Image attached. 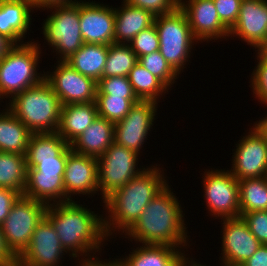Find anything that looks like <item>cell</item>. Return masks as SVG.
Masks as SVG:
<instances>
[{
  "label": "cell",
  "instance_id": "7c38bea8",
  "mask_svg": "<svg viewBox=\"0 0 267 266\" xmlns=\"http://www.w3.org/2000/svg\"><path fill=\"white\" fill-rule=\"evenodd\" d=\"M59 65L52 74L45 75L61 105L96 102L97 82L92 78L80 74L65 61H58Z\"/></svg>",
  "mask_w": 267,
  "mask_h": 266
},
{
  "label": "cell",
  "instance_id": "4fadbf2b",
  "mask_svg": "<svg viewBox=\"0 0 267 266\" xmlns=\"http://www.w3.org/2000/svg\"><path fill=\"white\" fill-rule=\"evenodd\" d=\"M157 102L139 100L134 103L129 113L114 127V142L139 154L141 145L153 126Z\"/></svg>",
  "mask_w": 267,
  "mask_h": 266
},
{
  "label": "cell",
  "instance_id": "ee69618b",
  "mask_svg": "<svg viewBox=\"0 0 267 266\" xmlns=\"http://www.w3.org/2000/svg\"><path fill=\"white\" fill-rule=\"evenodd\" d=\"M30 2L33 5L34 8H44L45 7L48 9L50 6L54 5H67V4H72L75 3V1L72 0H30Z\"/></svg>",
  "mask_w": 267,
  "mask_h": 266
},
{
  "label": "cell",
  "instance_id": "d590c367",
  "mask_svg": "<svg viewBox=\"0 0 267 266\" xmlns=\"http://www.w3.org/2000/svg\"><path fill=\"white\" fill-rule=\"evenodd\" d=\"M137 58L159 50V38L155 25L142 30L129 43Z\"/></svg>",
  "mask_w": 267,
  "mask_h": 266
},
{
  "label": "cell",
  "instance_id": "9a60e30c",
  "mask_svg": "<svg viewBox=\"0 0 267 266\" xmlns=\"http://www.w3.org/2000/svg\"><path fill=\"white\" fill-rule=\"evenodd\" d=\"M65 250L52 223L44 217L36 226L29 245L17 258L18 266H59Z\"/></svg>",
  "mask_w": 267,
  "mask_h": 266
},
{
  "label": "cell",
  "instance_id": "9c48e42d",
  "mask_svg": "<svg viewBox=\"0 0 267 266\" xmlns=\"http://www.w3.org/2000/svg\"><path fill=\"white\" fill-rule=\"evenodd\" d=\"M48 205L21 195L0 225L7 247L18 258L29 245L36 226L43 220Z\"/></svg>",
  "mask_w": 267,
  "mask_h": 266
},
{
  "label": "cell",
  "instance_id": "30bf717a",
  "mask_svg": "<svg viewBox=\"0 0 267 266\" xmlns=\"http://www.w3.org/2000/svg\"><path fill=\"white\" fill-rule=\"evenodd\" d=\"M138 153L115 142L99 157L98 188L103 199L127 184L143 170L136 169ZM141 170V171H140Z\"/></svg>",
  "mask_w": 267,
  "mask_h": 266
},
{
  "label": "cell",
  "instance_id": "6da1fadb",
  "mask_svg": "<svg viewBox=\"0 0 267 266\" xmlns=\"http://www.w3.org/2000/svg\"><path fill=\"white\" fill-rule=\"evenodd\" d=\"M166 185L145 207L125 235L144 244L187 246L183 211ZM180 245V246H179Z\"/></svg>",
  "mask_w": 267,
  "mask_h": 266
},
{
  "label": "cell",
  "instance_id": "bcb514c9",
  "mask_svg": "<svg viewBox=\"0 0 267 266\" xmlns=\"http://www.w3.org/2000/svg\"><path fill=\"white\" fill-rule=\"evenodd\" d=\"M14 46L5 36L0 34V59Z\"/></svg>",
  "mask_w": 267,
  "mask_h": 266
},
{
  "label": "cell",
  "instance_id": "d4e9b609",
  "mask_svg": "<svg viewBox=\"0 0 267 266\" xmlns=\"http://www.w3.org/2000/svg\"><path fill=\"white\" fill-rule=\"evenodd\" d=\"M185 256L177 247L145 244L118 262L121 266H182Z\"/></svg>",
  "mask_w": 267,
  "mask_h": 266
},
{
  "label": "cell",
  "instance_id": "74e56055",
  "mask_svg": "<svg viewBox=\"0 0 267 266\" xmlns=\"http://www.w3.org/2000/svg\"><path fill=\"white\" fill-rule=\"evenodd\" d=\"M150 12L154 17L171 14L179 7V0H123Z\"/></svg>",
  "mask_w": 267,
  "mask_h": 266
},
{
  "label": "cell",
  "instance_id": "e575fe53",
  "mask_svg": "<svg viewBox=\"0 0 267 266\" xmlns=\"http://www.w3.org/2000/svg\"><path fill=\"white\" fill-rule=\"evenodd\" d=\"M96 95H110L127 98L133 104L139 101L134 93L128 76L102 77L97 82Z\"/></svg>",
  "mask_w": 267,
  "mask_h": 266
},
{
  "label": "cell",
  "instance_id": "4316f807",
  "mask_svg": "<svg viewBox=\"0 0 267 266\" xmlns=\"http://www.w3.org/2000/svg\"><path fill=\"white\" fill-rule=\"evenodd\" d=\"M31 135L8 108L0 114V151L25 155Z\"/></svg>",
  "mask_w": 267,
  "mask_h": 266
},
{
  "label": "cell",
  "instance_id": "f35d334b",
  "mask_svg": "<svg viewBox=\"0 0 267 266\" xmlns=\"http://www.w3.org/2000/svg\"><path fill=\"white\" fill-rule=\"evenodd\" d=\"M257 67L252 72V88L256 97L264 104H267V60L257 52Z\"/></svg>",
  "mask_w": 267,
  "mask_h": 266
},
{
  "label": "cell",
  "instance_id": "7a4b0ae2",
  "mask_svg": "<svg viewBox=\"0 0 267 266\" xmlns=\"http://www.w3.org/2000/svg\"><path fill=\"white\" fill-rule=\"evenodd\" d=\"M53 204L48 205L45 217L52 223L66 253L71 251L72 257L83 253L86 257L88 252L101 249V242L107 237L104 219L73 200Z\"/></svg>",
  "mask_w": 267,
  "mask_h": 266
},
{
  "label": "cell",
  "instance_id": "83f0119b",
  "mask_svg": "<svg viewBox=\"0 0 267 266\" xmlns=\"http://www.w3.org/2000/svg\"><path fill=\"white\" fill-rule=\"evenodd\" d=\"M27 181L26 156L0 151V188L23 195Z\"/></svg>",
  "mask_w": 267,
  "mask_h": 266
},
{
  "label": "cell",
  "instance_id": "cb8c5ba5",
  "mask_svg": "<svg viewBox=\"0 0 267 266\" xmlns=\"http://www.w3.org/2000/svg\"><path fill=\"white\" fill-rule=\"evenodd\" d=\"M121 9L114 8V43L128 44L142 30L154 24L155 17L142 8L123 2Z\"/></svg>",
  "mask_w": 267,
  "mask_h": 266
},
{
  "label": "cell",
  "instance_id": "7402d4cb",
  "mask_svg": "<svg viewBox=\"0 0 267 266\" xmlns=\"http://www.w3.org/2000/svg\"><path fill=\"white\" fill-rule=\"evenodd\" d=\"M97 117L96 102L63 105L57 133L70 145Z\"/></svg>",
  "mask_w": 267,
  "mask_h": 266
},
{
  "label": "cell",
  "instance_id": "ac0fdd59",
  "mask_svg": "<svg viewBox=\"0 0 267 266\" xmlns=\"http://www.w3.org/2000/svg\"><path fill=\"white\" fill-rule=\"evenodd\" d=\"M186 3L179 0V8L187 16L197 41L229 37L230 30L221 22L213 0H189Z\"/></svg>",
  "mask_w": 267,
  "mask_h": 266
},
{
  "label": "cell",
  "instance_id": "c3c4849f",
  "mask_svg": "<svg viewBox=\"0 0 267 266\" xmlns=\"http://www.w3.org/2000/svg\"><path fill=\"white\" fill-rule=\"evenodd\" d=\"M257 51L267 60V40L257 49Z\"/></svg>",
  "mask_w": 267,
  "mask_h": 266
},
{
  "label": "cell",
  "instance_id": "484cf974",
  "mask_svg": "<svg viewBox=\"0 0 267 266\" xmlns=\"http://www.w3.org/2000/svg\"><path fill=\"white\" fill-rule=\"evenodd\" d=\"M108 48L109 45L84 43L65 62L80 74L98 82L103 77Z\"/></svg>",
  "mask_w": 267,
  "mask_h": 266
},
{
  "label": "cell",
  "instance_id": "f546056e",
  "mask_svg": "<svg viewBox=\"0 0 267 266\" xmlns=\"http://www.w3.org/2000/svg\"><path fill=\"white\" fill-rule=\"evenodd\" d=\"M240 213L267 211V176L239 180Z\"/></svg>",
  "mask_w": 267,
  "mask_h": 266
},
{
  "label": "cell",
  "instance_id": "836d02e7",
  "mask_svg": "<svg viewBox=\"0 0 267 266\" xmlns=\"http://www.w3.org/2000/svg\"><path fill=\"white\" fill-rule=\"evenodd\" d=\"M138 62L151 74L159 78L168 88L175 82L177 75L179 76L159 50L139 57Z\"/></svg>",
  "mask_w": 267,
  "mask_h": 266
},
{
  "label": "cell",
  "instance_id": "8992f818",
  "mask_svg": "<svg viewBox=\"0 0 267 266\" xmlns=\"http://www.w3.org/2000/svg\"><path fill=\"white\" fill-rule=\"evenodd\" d=\"M154 25L159 38V52L169 65L180 74L189 58L194 41L185 13L178 7L171 14L156 16Z\"/></svg>",
  "mask_w": 267,
  "mask_h": 266
},
{
  "label": "cell",
  "instance_id": "d6986e66",
  "mask_svg": "<svg viewBox=\"0 0 267 266\" xmlns=\"http://www.w3.org/2000/svg\"><path fill=\"white\" fill-rule=\"evenodd\" d=\"M66 202L72 201L71 194H90L99 191L98 160L74 152L68 154L63 176ZM68 194V195H67Z\"/></svg>",
  "mask_w": 267,
  "mask_h": 266
},
{
  "label": "cell",
  "instance_id": "5b68a950",
  "mask_svg": "<svg viewBox=\"0 0 267 266\" xmlns=\"http://www.w3.org/2000/svg\"><path fill=\"white\" fill-rule=\"evenodd\" d=\"M19 44L0 59V95L3 99L10 95L9 98H13L45 79V73L40 76L36 69L41 53L39 45L32 41Z\"/></svg>",
  "mask_w": 267,
  "mask_h": 266
},
{
  "label": "cell",
  "instance_id": "ab89813d",
  "mask_svg": "<svg viewBox=\"0 0 267 266\" xmlns=\"http://www.w3.org/2000/svg\"><path fill=\"white\" fill-rule=\"evenodd\" d=\"M221 22L231 30L236 24L242 0H213Z\"/></svg>",
  "mask_w": 267,
  "mask_h": 266
},
{
  "label": "cell",
  "instance_id": "44dd1931",
  "mask_svg": "<svg viewBox=\"0 0 267 266\" xmlns=\"http://www.w3.org/2000/svg\"><path fill=\"white\" fill-rule=\"evenodd\" d=\"M30 0H0V34L17 45L29 30Z\"/></svg>",
  "mask_w": 267,
  "mask_h": 266
},
{
  "label": "cell",
  "instance_id": "4dcf8cb0",
  "mask_svg": "<svg viewBox=\"0 0 267 266\" xmlns=\"http://www.w3.org/2000/svg\"><path fill=\"white\" fill-rule=\"evenodd\" d=\"M134 93L139 100L157 102L167 86L137 62L128 74Z\"/></svg>",
  "mask_w": 267,
  "mask_h": 266
},
{
  "label": "cell",
  "instance_id": "ba28073f",
  "mask_svg": "<svg viewBox=\"0 0 267 266\" xmlns=\"http://www.w3.org/2000/svg\"><path fill=\"white\" fill-rule=\"evenodd\" d=\"M48 8L55 10L44 21L43 34L49 45L60 55L61 61H65L84 44L80 29L79 1Z\"/></svg>",
  "mask_w": 267,
  "mask_h": 266
},
{
  "label": "cell",
  "instance_id": "7bdbcfd3",
  "mask_svg": "<svg viewBox=\"0 0 267 266\" xmlns=\"http://www.w3.org/2000/svg\"><path fill=\"white\" fill-rule=\"evenodd\" d=\"M241 266H267V245L262 244Z\"/></svg>",
  "mask_w": 267,
  "mask_h": 266
},
{
  "label": "cell",
  "instance_id": "277c9868",
  "mask_svg": "<svg viewBox=\"0 0 267 266\" xmlns=\"http://www.w3.org/2000/svg\"><path fill=\"white\" fill-rule=\"evenodd\" d=\"M9 106L32 134L57 132L62 105L45 79L15 95Z\"/></svg>",
  "mask_w": 267,
  "mask_h": 266
},
{
  "label": "cell",
  "instance_id": "1f68e13d",
  "mask_svg": "<svg viewBox=\"0 0 267 266\" xmlns=\"http://www.w3.org/2000/svg\"><path fill=\"white\" fill-rule=\"evenodd\" d=\"M137 62L138 58L129 44H110L103 77L128 76Z\"/></svg>",
  "mask_w": 267,
  "mask_h": 266
},
{
  "label": "cell",
  "instance_id": "681fc988",
  "mask_svg": "<svg viewBox=\"0 0 267 266\" xmlns=\"http://www.w3.org/2000/svg\"><path fill=\"white\" fill-rule=\"evenodd\" d=\"M188 263V264H187ZM182 266H205V265H201V264H198L197 262L195 261H190L188 260L187 258L183 261V265Z\"/></svg>",
  "mask_w": 267,
  "mask_h": 266
},
{
  "label": "cell",
  "instance_id": "ffe728a7",
  "mask_svg": "<svg viewBox=\"0 0 267 266\" xmlns=\"http://www.w3.org/2000/svg\"><path fill=\"white\" fill-rule=\"evenodd\" d=\"M239 36L259 48L267 40V0H242L236 24L229 36Z\"/></svg>",
  "mask_w": 267,
  "mask_h": 266
},
{
  "label": "cell",
  "instance_id": "3957f363",
  "mask_svg": "<svg viewBox=\"0 0 267 266\" xmlns=\"http://www.w3.org/2000/svg\"><path fill=\"white\" fill-rule=\"evenodd\" d=\"M161 172L160 168L155 166L143 168L139 175L103 200L104 206L109 209L110 217L108 220L104 219L107 237L112 235V229L116 231L117 228L123 230V233L126 232L137 221L149 202L168 184Z\"/></svg>",
  "mask_w": 267,
  "mask_h": 266
},
{
  "label": "cell",
  "instance_id": "b9f144b4",
  "mask_svg": "<svg viewBox=\"0 0 267 266\" xmlns=\"http://www.w3.org/2000/svg\"><path fill=\"white\" fill-rule=\"evenodd\" d=\"M0 264L4 266H16L17 257L9 250L0 226Z\"/></svg>",
  "mask_w": 267,
  "mask_h": 266
},
{
  "label": "cell",
  "instance_id": "5bb4252c",
  "mask_svg": "<svg viewBox=\"0 0 267 266\" xmlns=\"http://www.w3.org/2000/svg\"><path fill=\"white\" fill-rule=\"evenodd\" d=\"M236 148L230 173L238 181L267 176V141L256 127L251 128Z\"/></svg>",
  "mask_w": 267,
  "mask_h": 266
},
{
  "label": "cell",
  "instance_id": "603a6c76",
  "mask_svg": "<svg viewBox=\"0 0 267 266\" xmlns=\"http://www.w3.org/2000/svg\"><path fill=\"white\" fill-rule=\"evenodd\" d=\"M115 124L97 119L70 145L74 152L99 158L114 143Z\"/></svg>",
  "mask_w": 267,
  "mask_h": 266
},
{
  "label": "cell",
  "instance_id": "60d3db41",
  "mask_svg": "<svg viewBox=\"0 0 267 266\" xmlns=\"http://www.w3.org/2000/svg\"><path fill=\"white\" fill-rule=\"evenodd\" d=\"M20 196L21 194L19 192L0 188V225L4 222L13 204Z\"/></svg>",
  "mask_w": 267,
  "mask_h": 266
},
{
  "label": "cell",
  "instance_id": "f6af8a7d",
  "mask_svg": "<svg viewBox=\"0 0 267 266\" xmlns=\"http://www.w3.org/2000/svg\"><path fill=\"white\" fill-rule=\"evenodd\" d=\"M91 259V260H90ZM84 261H82L81 266H121L118 262V259H116L115 261H109L108 263L103 262V261H99L97 258L96 259H92L91 257L88 259H83ZM94 260V261H93ZM103 262V263H102Z\"/></svg>",
  "mask_w": 267,
  "mask_h": 266
},
{
  "label": "cell",
  "instance_id": "52a82bcc",
  "mask_svg": "<svg viewBox=\"0 0 267 266\" xmlns=\"http://www.w3.org/2000/svg\"><path fill=\"white\" fill-rule=\"evenodd\" d=\"M71 151L72 148L69 145L58 157L38 159V164L33 168H27L23 196L47 205L52 200L56 203L66 202L63 176L67 157Z\"/></svg>",
  "mask_w": 267,
  "mask_h": 266
},
{
  "label": "cell",
  "instance_id": "2e32d148",
  "mask_svg": "<svg viewBox=\"0 0 267 266\" xmlns=\"http://www.w3.org/2000/svg\"><path fill=\"white\" fill-rule=\"evenodd\" d=\"M223 221L222 266H241L262 244L250 232L242 217Z\"/></svg>",
  "mask_w": 267,
  "mask_h": 266
},
{
  "label": "cell",
  "instance_id": "8d00e7d4",
  "mask_svg": "<svg viewBox=\"0 0 267 266\" xmlns=\"http://www.w3.org/2000/svg\"><path fill=\"white\" fill-rule=\"evenodd\" d=\"M250 232L261 243L267 245V211L240 213Z\"/></svg>",
  "mask_w": 267,
  "mask_h": 266
},
{
  "label": "cell",
  "instance_id": "7dc6e473",
  "mask_svg": "<svg viewBox=\"0 0 267 266\" xmlns=\"http://www.w3.org/2000/svg\"><path fill=\"white\" fill-rule=\"evenodd\" d=\"M255 127L267 141V117H265L263 120L261 119L258 123L256 122Z\"/></svg>",
  "mask_w": 267,
  "mask_h": 266
},
{
  "label": "cell",
  "instance_id": "d6a6232c",
  "mask_svg": "<svg viewBox=\"0 0 267 266\" xmlns=\"http://www.w3.org/2000/svg\"><path fill=\"white\" fill-rule=\"evenodd\" d=\"M98 116L116 124L130 111L133 103L127 99L110 95H96Z\"/></svg>",
  "mask_w": 267,
  "mask_h": 266
},
{
  "label": "cell",
  "instance_id": "e0dca14e",
  "mask_svg": "<svg viewBox=\"0 0 267 266\" xmlns=\"http://www.w3.org/2000/svg\"><path fill=\"white\" fill-rule=\"evenodd\" d=\"M80 29L84 43H114L115 12L94 2H79Z\"/></svg>",
  "mask_w": 267,
  "mask_h": 266
},
{
  "label": "cell",
  "instance_id": "8fae6325",
  "mask_svg": "<svg viewBox=\"0 0 267 266\" xmlns=\"http://www.w3.org/2000/svg\"><path fill=\"white\" fill-rule=\"evenodd\" d=\"M224 171L209 170L204 173V197L209 211L215 217L238 218L240 217L239 181L229 170Z\"/></svg>",
  "mask_w": 267,
  "mask_h": 266
},
{
  "label": "cell",
  "instance_id": "f1b7e54d",
  "mask_svg": "<svg viewBox=\"0 0 267 266\" xmlns=\"http://www.w3.org/2000/svg\"><path fill=\"white\" fill-rule=\"evenodd\" d=\"M68 146L57 132L32 134L25 154L27 168L38 164V159L58 157Z\"/></svg>",
  "mask_w": 267,
  "mask_h": 266
}]
</instances>
